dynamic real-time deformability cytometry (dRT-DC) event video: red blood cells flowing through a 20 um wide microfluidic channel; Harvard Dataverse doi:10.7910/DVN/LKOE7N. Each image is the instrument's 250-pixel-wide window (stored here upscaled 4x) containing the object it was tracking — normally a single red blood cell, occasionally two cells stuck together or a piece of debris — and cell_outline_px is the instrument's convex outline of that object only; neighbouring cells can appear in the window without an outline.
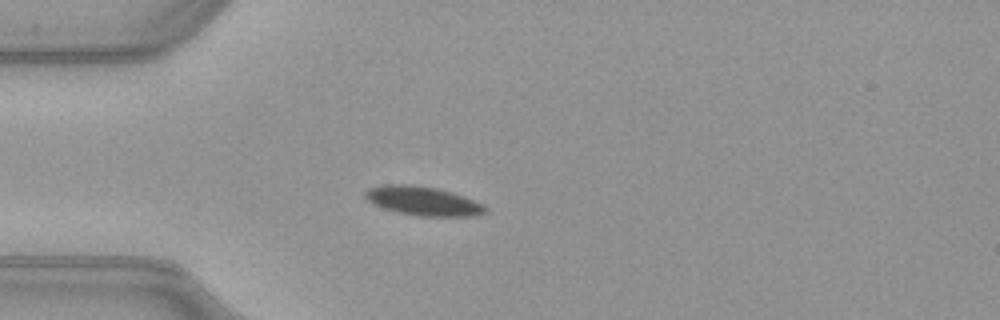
{"species": "common noctule bat (a hibernating species)", "species_latin": "Nyctalus noctula", "temperature_condition": "warm", "stored_images_in_passage": 38, "camera_frame_rate_fps": 3000, "um_per_image_px": 0.085, "animal": {"sex": "female", "body_mass_g": 21.9}, "frame": {"image": 1, "passage_image": 1, "time_ms": 0.0, "image_size_px": [1000, 320], "cell_outline_px": [[488, 212], [472, 216], [420, 216], [400, 212], [384, 208], [372, 204], [364, 196], [364, 192], [368, 188], [384, 184], [408, 184], [436, 188], [452, 192], [464, 196], [484, 204], [488, 208]], "centroid_in_image_um": [35.97, 17.08], "position_along_channel_um": 49.0, "area_um2": 20.35}}
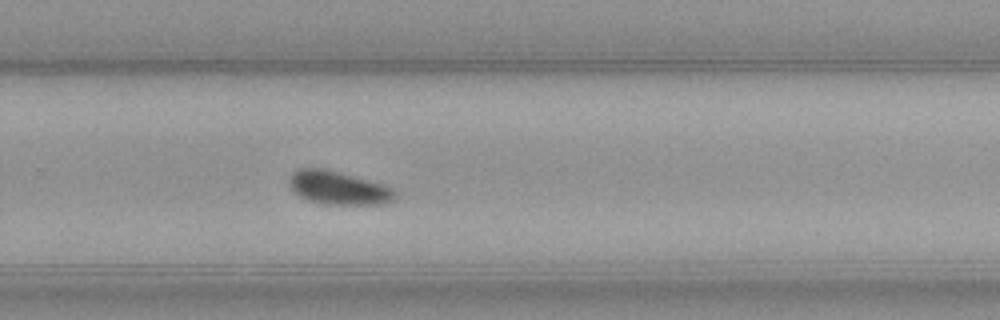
{"frame": {"image": 2, "passage_image": 21, "time_ms": 6.667, "image_size_px": [1000, 320], "cell_outline_px": [[396, 196], [392, 200], [384, 204], [324, 204], [308, 200], [300, 196], [292, 188], [288, 180], [292, 172], [300, 168], [320, 168], [384, 184], [392, 188], [396, 192]], "centroid_in_image_um": [28.77, 15.98], "position_along_channel_um": 301.0, "area_um2": 20.23}}
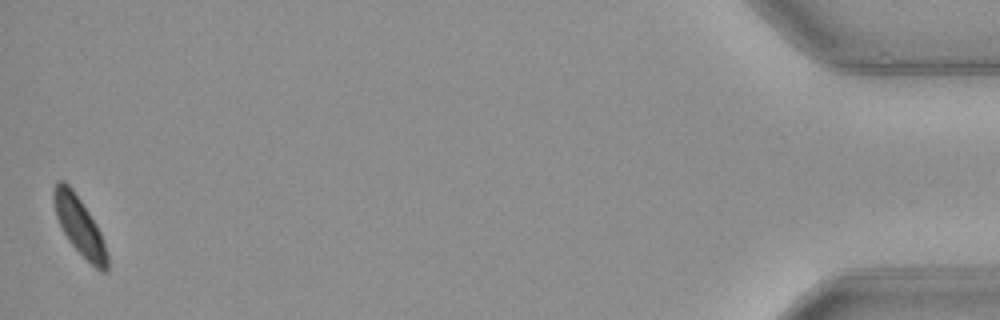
{"frame": {"image": 3, "passage_image": 38, "time_ms": 12.333, "image_size_px": [1000, 320], "cell_outline_px": [[108, 268], [104, 272], [100, 272], [68, 240], [56, 216], [52, 200], [52, 192], [56, 180], [64, 180], [72, 188], [96, 224], [104, 240], [108, 256]], "centroid_in_image_um": [6.74, 19.17], "position_along_channel_um": 428.5, "area_um2": 17.92}, "authors_computed_cell_mechanics": {"area_um2": 20.3167, "velocity_mm_per_s": 3.9756, "shape_relaxation_time_tau1_ms": 2.9433, "shape_relaxation_time_tau2_ms": null, "deformation_change_tau1": 0.0919, "deformation_change_tau2": null}}